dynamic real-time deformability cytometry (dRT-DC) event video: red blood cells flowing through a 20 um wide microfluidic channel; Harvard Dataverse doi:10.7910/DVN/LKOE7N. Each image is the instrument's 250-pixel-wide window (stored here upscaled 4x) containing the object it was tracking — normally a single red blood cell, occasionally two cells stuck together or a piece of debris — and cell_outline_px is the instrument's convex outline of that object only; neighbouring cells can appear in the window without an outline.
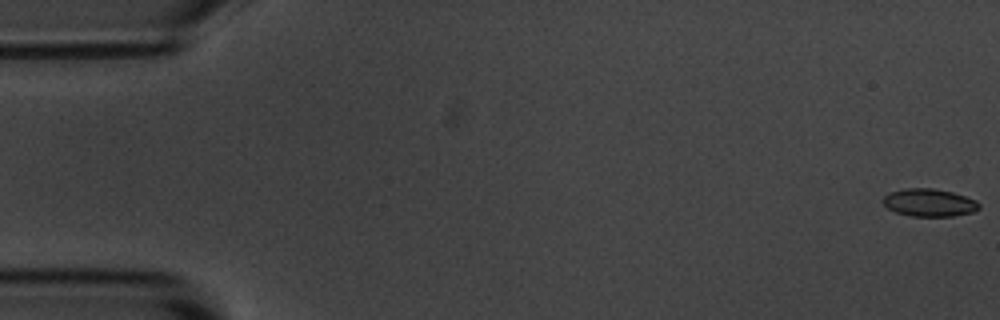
{"species": "common noctule bat (a hibernating species)", "species_latin": "Nyctalus noctula", "temperature_condition": "room temperature", "stored_images_in_passage": 11, "camera_frame_rate_fps": 3000, "um_per_image_px": 0.085, "animal": {"sex": "male", "body_mass_g": 20.1, "forearm_length_mm": 53.5}, "frame": {"image": 1, "passage_image": 1, "time_ms": 0.0, "image_size_px": [1000, 320], "cell_outline_px": [[980, 208], [972, 212], [952, 216], [912, 216], [896, 212], [888, 208], [880, 200], [888, 192], [904, 188], [932, 188], [952, 192], [976, 200], [980, 204]], "centroid_in_image_um": [78.95, 17.21], "position_along_channel_um": 6.0, "area_um2": 15.55}}
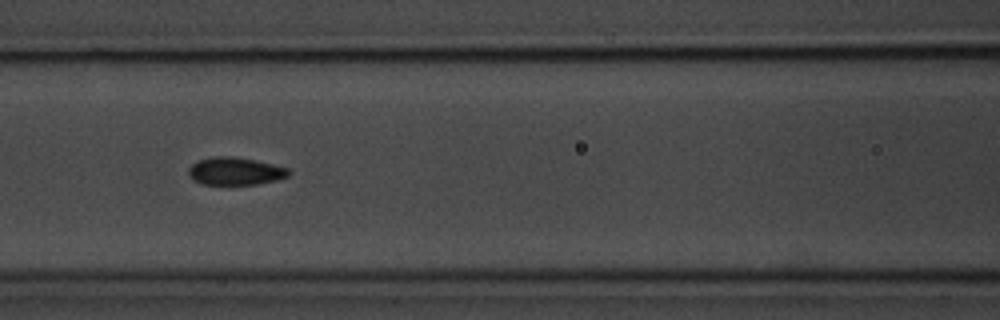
{"frame": {"image": 2, "passage_image": 7, "time_ms": 7.667, "image_size_px": [1000, 320], "cell_outline_px": [[292, 172], [288, 176], [276, 180], [256, 184], [200, 184], [192, 180], [188, 176], [188, 168], [196, 160], [212, 156], [228, 156], [256, 160], [288, 168]], "centroid_in_image_um": [19.95, 14.54], "position_along_channel_um": 146.7, "area_um2": 16.3}}
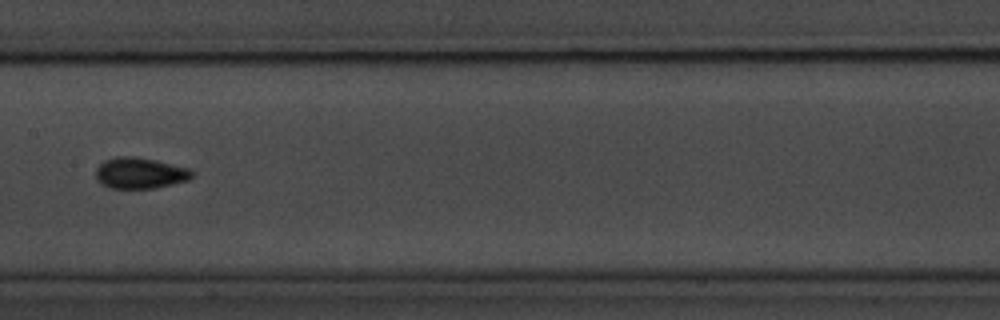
{"frame": {"image": 3, "passage_image": 8, "time_ms": 9.0, "image_size_px": [1000, 320], "cell_outline_px": [[192, 176], [188, 180], [156, 188], [108, 188], [96, 176], [96, 168], [104, 160], [116, 156], [136, 156], [156, 160], [188, 168], [192, 172]], "centroid_in_image_um": [11.89, 14.7], "position_along_channel_um": 195.5, "area_um2": 17.28}}